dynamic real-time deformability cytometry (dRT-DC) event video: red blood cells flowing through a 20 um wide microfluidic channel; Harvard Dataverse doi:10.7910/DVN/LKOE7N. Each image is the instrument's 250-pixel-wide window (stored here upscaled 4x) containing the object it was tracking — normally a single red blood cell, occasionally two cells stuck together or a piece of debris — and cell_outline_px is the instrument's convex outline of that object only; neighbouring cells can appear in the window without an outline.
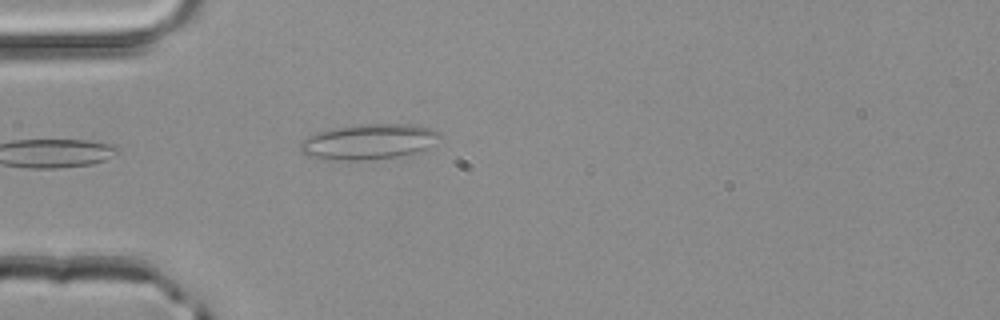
{"species": "common noctule bat (a hibernating species)", "species_latin": "Nyctalus noctula", "temperature_condition": "room temperature", "stored_images_in_passage": 3, "camera_frame_rate_fps": 3000, "um_per_image_px": 0.085, "animal": {"sex": "male", "body_mass_g": 20.4}, "frame": {"image": 1, "passage_image": 3, "time_ms": 0.667, "image_size_px": [1000, 320], "cell_outline_px": [[444, 136], [428, 148], [400, 156], [368, 160], [328, 160], [308, 156], [300, 152], [300, 144], [308, 136], [316, 132], [328, 128], [360, 124], [408, 124], [432, 128], [440, 132]], "centroid_in_image_um": [31.34, 12.04], "position_along_channel_um": 53.7, "area_um2": 29.19}}